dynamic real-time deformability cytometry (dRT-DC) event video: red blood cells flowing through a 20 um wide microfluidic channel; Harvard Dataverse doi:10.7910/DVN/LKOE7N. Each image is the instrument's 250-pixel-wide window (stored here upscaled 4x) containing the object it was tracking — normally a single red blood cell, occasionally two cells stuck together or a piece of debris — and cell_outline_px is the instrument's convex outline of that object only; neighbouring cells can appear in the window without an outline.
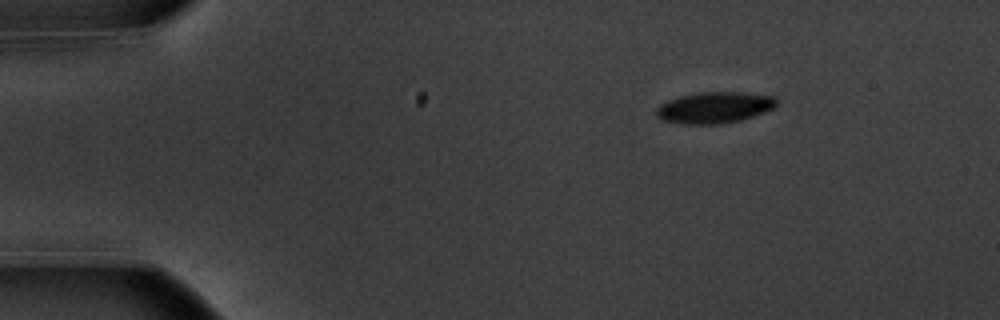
{"species": "common noctule bat (a hibernating species)", "species_latin": "Nyctalus noctula", "temperature_condition": "warm", "stored_images_in_passage": 25, "camera_frame_rate_fps": 3000, "um_per_image_px": 0.085, "animal": {"sex": "male", "body_mass_g": 20.1, "forearm_length_mm": 53.5}, "frame": {"image": 1, "passage_image": 1, "time_ms": 0.0, "image_size_px": [1000, 320], "cell_outline_px": [[776, 108], [740, 120], [720, 124], [680, 124], [664, 120], [656, 116], [656, 108], [660, 104], [668, 100], [680, 96], [696, 92], [744, 92], [776, 96]], "centroid_in_image_um": [60.73, 9.13], "position_along_channel_um": 24.3, "area_um2": 22.08}}
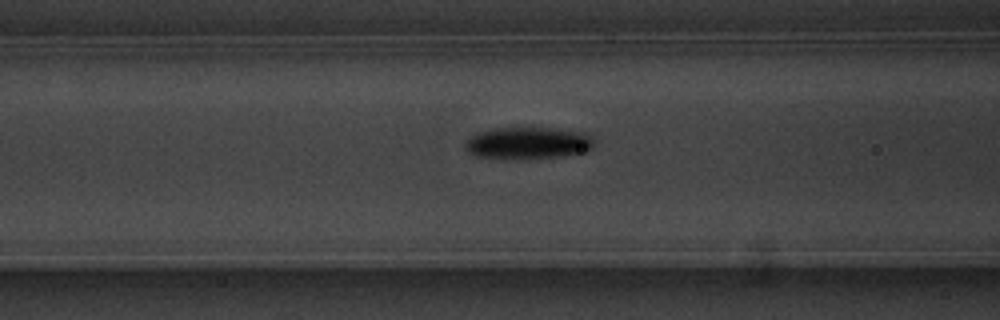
{"frame": {"image": 2, "passage_image": 15, "time_ms": 4.667, "image_size_px": [1000, 320], "cell_outline_px": [[592, 148], [584, 152], [564, 156], [508, 160], [476, 156], [468, 152], [464, 148], [464, 144], [472, 136], [480, 132], [500, 128], [548, 128], [584, 132], [592, 136]], "centroid_in_image_um": [44.86, 12.18], "position_along_channel_um": 121.7, "area_um2": 24.04}}
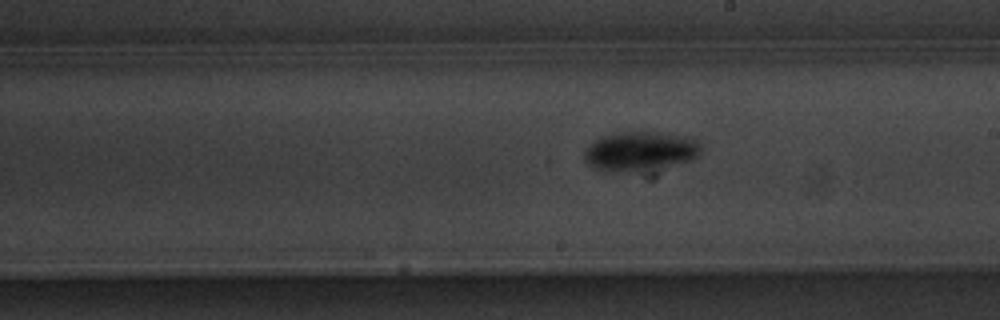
{"frame": {"image": 3, "passage_image": 24, "time_ms": 7.667, "image_size_px": [1000, 320], "cell_outline_px": [[700, 152], [692, 160], [652, 176], [648, 176], [596, 168], [588, 164], [584, 160], [584, 152], [596, 140], [608, 136], [628, 132], [644, 132], [684, 136], [696, 140], [700, 144]], "centroid_in_image_um": [54.52, 12.98], "position_along_channel_um": 234.5, "area_um2": 27.51}}